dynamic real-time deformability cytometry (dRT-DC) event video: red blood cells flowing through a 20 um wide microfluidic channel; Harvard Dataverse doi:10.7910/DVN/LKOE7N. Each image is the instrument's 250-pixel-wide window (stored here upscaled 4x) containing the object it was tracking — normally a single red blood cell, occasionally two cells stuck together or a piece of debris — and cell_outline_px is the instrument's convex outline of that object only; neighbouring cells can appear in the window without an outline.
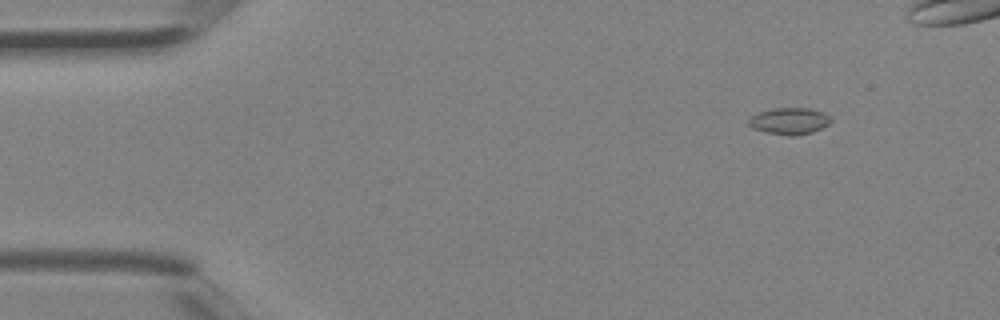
{"species": "Egyptian fruit bat (a non-hibernating species)", "species_latin": "Rousettus aegyptiacus", "temperature_condition": "room temperature", "stored_images_in_passage": 4, "camera_frame_rate_fps": 3000, "um_per_image_px": 0.085, "animal": {"sex": "female"}, "frame": {"image": 1, "passage_image": 1, "time_ms": 0.0, "image_size_px": [1000, 320], "cell_outline_px": [[832, 120], [828, 124], [812, 132], [796, 136], [788, 136], [764, 132], [752, 128], [748, 124], [748, 120], [752, 116], [760, 112], [772, 108], [808, 108], [824, 112], [832, 116]], "centroid_in_image_um": [67.11, 10.29], "position_along_channel_um": 17.9, "area_um2": 12.89}}